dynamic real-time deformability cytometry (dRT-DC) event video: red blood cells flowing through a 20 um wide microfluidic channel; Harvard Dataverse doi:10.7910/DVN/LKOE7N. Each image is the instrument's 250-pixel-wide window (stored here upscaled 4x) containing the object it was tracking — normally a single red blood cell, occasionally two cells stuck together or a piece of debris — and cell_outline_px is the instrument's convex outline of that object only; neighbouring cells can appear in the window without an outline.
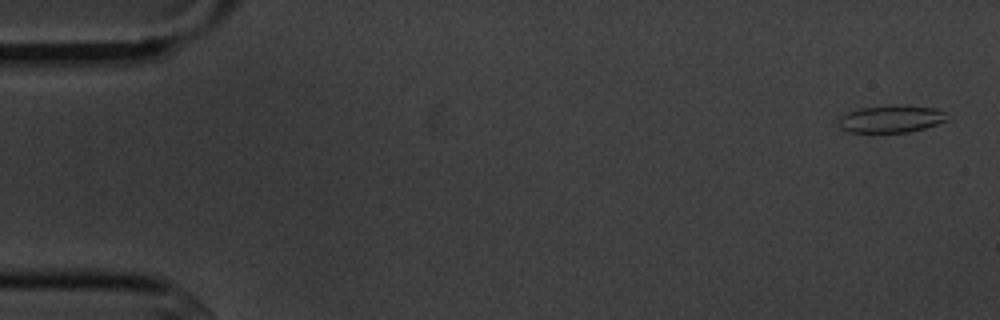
{"species": "common noctule bat (a hibernating species)", "species_latin": "Nyctalus noctula", "temperature_condition": "cold", "stored_images_in_passage": 6, "segment_of_instrument_passage": [1, 2], "camera_frame_rate_fps": 3000, "um_per_image_px": 0.085, "animal": {"sex": "male", "body_mass_g": 20.1, "forearm_length_mm": 53.5}, "frame": {"image": 1, "passage_image": 1, "time_ms": 0.0, "image_size_px": [1000, 320], "cell_outline_px": [[948, 120], [924, 128], [908, 132], [848, 132], [840, 128], [836, 124], [840, 116], [848, 112], [860, 108], [888, 104], [904, 104], [936, 108], [944, 112]], "centroid_in_image_um": [75.71, 10.08], "position_along_channel_um": 9.3, "area_um2": 17.63}}